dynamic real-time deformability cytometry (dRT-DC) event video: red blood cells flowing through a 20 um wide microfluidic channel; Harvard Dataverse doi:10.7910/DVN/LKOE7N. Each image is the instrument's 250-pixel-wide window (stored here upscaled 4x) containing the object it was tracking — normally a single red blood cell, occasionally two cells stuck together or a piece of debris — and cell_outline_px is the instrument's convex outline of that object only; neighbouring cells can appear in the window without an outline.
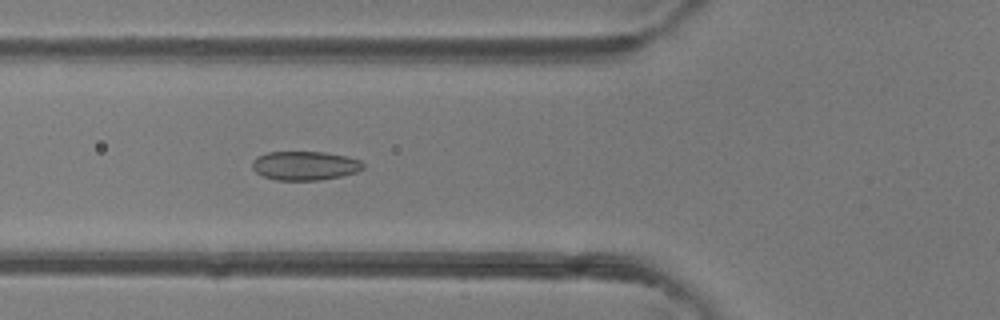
{"species": "common noctule bat (a hibernating species)", "species_latin": "Nyctalus noctula", "temperature_condition": "room temperature", "stored_images_in_passage": 47, "camera_frame_rate_fps": 3000, "um_per_image_px": 0.085, "animal": {"sex": "female"}, "frame": {"image": 1, "passage_image": 17, "time_ms": 5.333, "image_size_px": [1000, 320], "cell_outline_px": [[364, 168], [356, 172], [340, 176], [320, 180], [276, 180], [264, 176], [256, 172], [252, 168], [252, 160], [256, 156], [268, 152], [324, 152], [348, 156], [360, 160], [364, 164]], "centroid_in_image_um": [25.91, 14.07], "position_along_channel_um": 99.9, "area_um2": 18.79}}
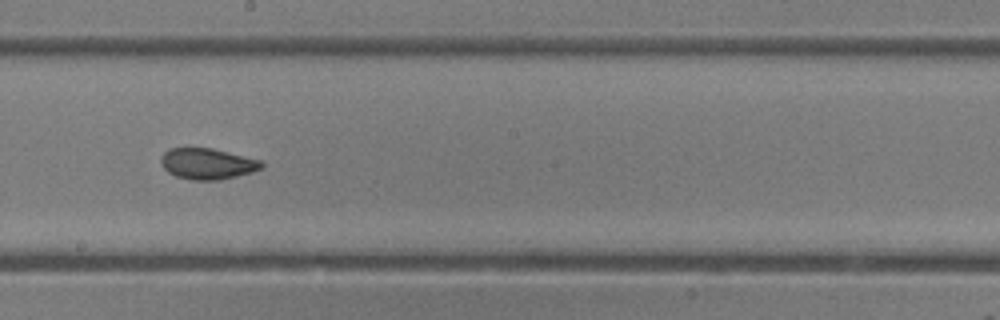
{"frame": {"image": 2, "passage_image": 26, "time_ms": 8.333, "image_size_px": [1000, 320], "cell_outline_px": [[264, 168], [252, 172], [220, 180], [192, 180], [176, 176], [168, 172], [164, 168], [160, 160], [164, 152], [168, 148], [212, 148], [260, 160], [264, 164]], "centroid_in_image_um": [17.63, 13.92], "position_along_channel_um": 230.6, "area_um2": 18.15}}
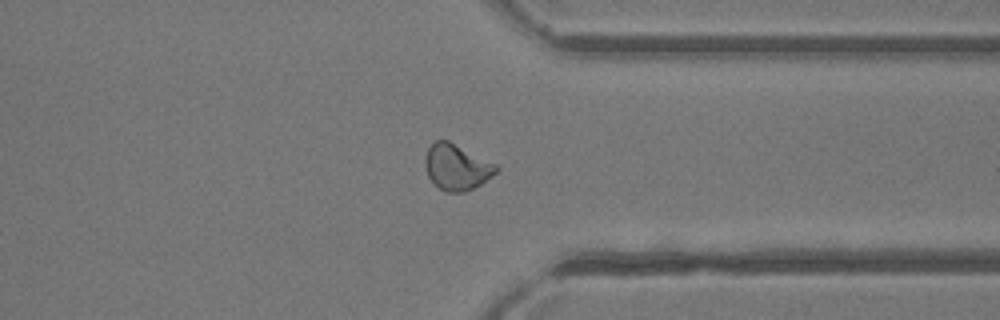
{"frame": {"image": 3, "passage_image": 36, "time_ms": 11.667, "image_size_px": [1000, 320], "cell_outline_px": [[500, 168], [492, 176], [480, 184], [464, 192], [444, 192], [428, 176], [424, 164], [424, 160], [428, 148], [436, 140], [448, 140], [496, 164]], "centroid_in_image_um": [38.81, 14.2], "position_along_channel_um": 372.6, "area_um2": 18.79}, "authors_computed_cell_mechanics": {"area_um2": 19.1896, "velocity_mm_per_s": 4.343, "shape_relaxation_time_tau1_ms": 6.1967, "shape_relaxation_time_tau2_ms": 1.2786, "deformation_change_tau1": 0.1395, "deformation_change_tau2": 0.0556}}